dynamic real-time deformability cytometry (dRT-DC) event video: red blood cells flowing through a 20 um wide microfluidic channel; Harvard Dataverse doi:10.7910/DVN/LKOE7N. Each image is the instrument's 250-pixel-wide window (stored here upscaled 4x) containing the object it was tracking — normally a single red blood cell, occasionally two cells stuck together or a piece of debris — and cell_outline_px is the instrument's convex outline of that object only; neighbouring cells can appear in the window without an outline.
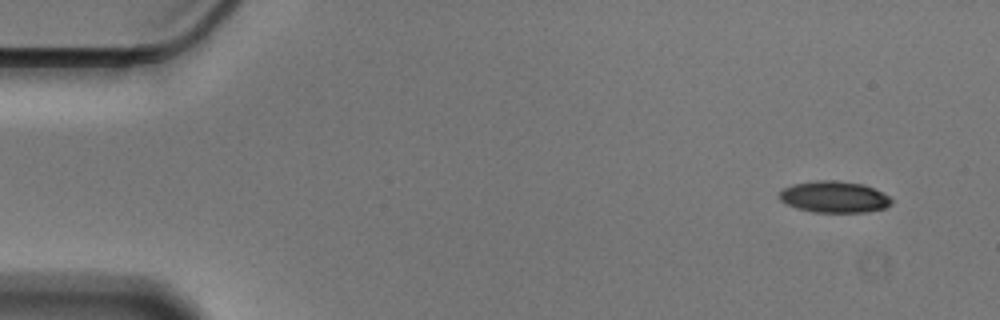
{"species": "Egyptian fruit bat (a non-hibernating species)", "species_latin": "Rousettus aegyptiacus", "temperature_condition": "cold", "stored_images_in_passage": 53, "camera_frame_rate_fps": 3000, "um_per_image_px": 0.085, "animal": {"sex": "male"}, "frame": {"image": 1, "passage_image": 1, "time_ms": 0.0, "image_size_px": [1000, 320], "cell_outline_px": [[892, 204], [884, 208], [864, 212], [812, 212], [796, 208], [780, 200], [780, 192], [784, 188], [792, 184], [816, 180], [836, 180], [864, 184], [888, 196], [892, 200]], "centroid_in_image_um": [70.89, 16.73], "position_along_channel_um": 14.1, "area_um2": 20.46}}
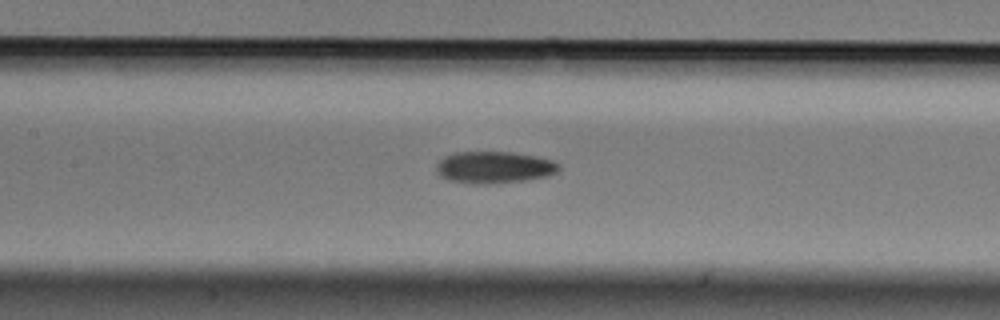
{"frame": {"image": 2, "passage_image": 23, "time_ms": 7.333, "image_size_px": [1000, 320], "cell_outline_px": [[560, 168], [556, 172], [548, 176], [528, 180], [492, 184], [468, 184], [448, 180], [440, 176], [436, 172], [436, 164], [444, 156], [456, 152], [512, 152], [536, 156], [552, 160], [560, 164]], "centroid_in_image_um": [41.99, 14.23], "position_along_channel_um": 165.4, "area_um2": 23.12}}
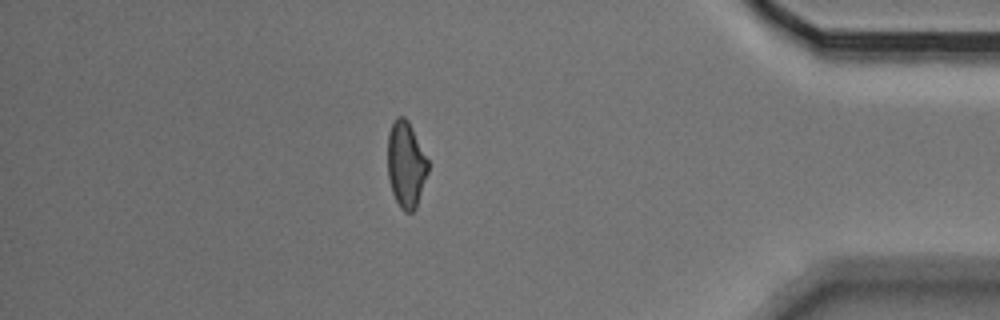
{"frame": {"image": 3, "passage_image": 46, "time_ms": 15.0, "image_size_px": [1000, 320], "cell_outline_px": [[428, 172], [416, 208], [412, 212], [404, 212], [400, 208], [392, 192], [388, 176], [388, 132], [396, 116], [404, 116], [408, 120], [428, 160]], "centroid_in_image_um": [34.5, 13.98], "position_along_channel_um": 400.7, "area_um2": 20.23}, "authors_computed_cell_mechanics": {"area_um2": 21.5016, "velocity_mm_per_s": 3.5482, "shape_relaxation_time_tau1_ms": 3.8441, "shape_relaxation_time_tau2_ms": null, "deformation_change_tau1": 0.1054, "deformation_change_tau2": null}}